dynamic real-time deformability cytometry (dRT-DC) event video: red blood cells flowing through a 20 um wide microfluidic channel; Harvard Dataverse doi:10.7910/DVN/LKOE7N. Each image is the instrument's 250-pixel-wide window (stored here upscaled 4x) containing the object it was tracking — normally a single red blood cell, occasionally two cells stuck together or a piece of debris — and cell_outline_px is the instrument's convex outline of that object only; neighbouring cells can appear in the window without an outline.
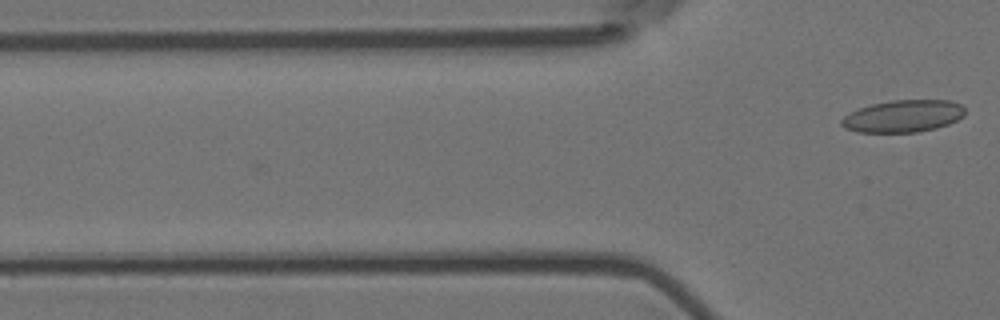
{"species": "Egyptian fruit bat (a non-hibernating species)", "species_latin": "Rousettus aegyptiacus", "temperature_condition": "room temperature", "stored_images_in_passage": 6, "camera_frame_rate_fps": 3000, "um_per_image_px": 0.085, "animal": {"sex": "female"}, "frame": {"image": 1, "passage_image": 6, "time_ms": 1.667, "image_size_px": [1000, 320], "cell_outline_px": [[964, 116], [948, 124], [936, 128], [916, 132], [856, 132], [844, 128], [840, 124], [840, 120], [844, 116], [860, 108], [872, 104], [892, 100], [948, 100], [960, 104], [964, 108]], "centroid_in_image_um": [76.75, 9.87], "position_along_channel_um": 49.0, "area_um2": 23.06}}